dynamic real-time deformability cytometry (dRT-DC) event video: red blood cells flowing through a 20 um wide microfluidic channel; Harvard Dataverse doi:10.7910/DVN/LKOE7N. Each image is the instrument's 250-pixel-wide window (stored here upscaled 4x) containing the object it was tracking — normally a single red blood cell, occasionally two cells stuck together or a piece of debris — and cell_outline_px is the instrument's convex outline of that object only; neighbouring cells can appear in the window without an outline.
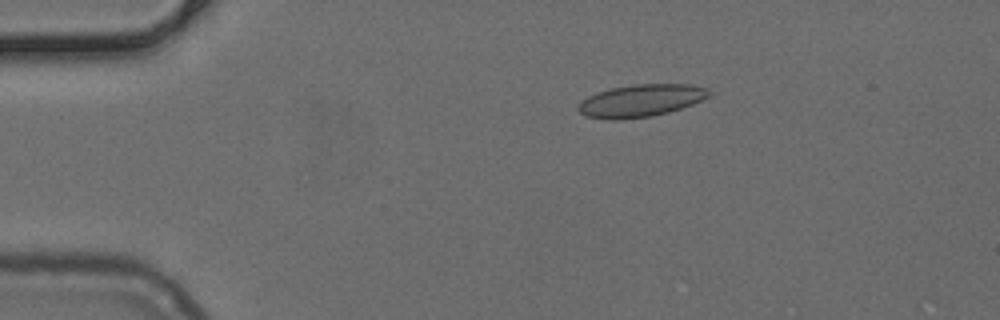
{"species": "common noctule bat (a hibernating species)", "species_latin": "Nyctalus noctula", "temperature_condition": "cold", "stored_images_in_passage": 43, "camera_frame_rate_fps": 3000, "um_per_image_px": 0.085, "animal": {"sex": "female", "body_mass_g": 24.6, "forearm_length_mm": 56.2}, "frame": {"image": 1, "passage_image": 2, "time_ms": 0.333, "image_size_px": [1000, 320], "cell_outline_px": [[712, 92], [708, 96], [692, 104], [668, 112], [652, 116], [616, 120], [612, 120], [584, 116], [576, 108], [588, 96], [596, 92], [612, 88], [632, 84], [688, 84], [708, 88]], "centroid_in_image_um": [54.46, 8.55], "position_along_channel_um": 30.5, "area_um2": 24.57}}
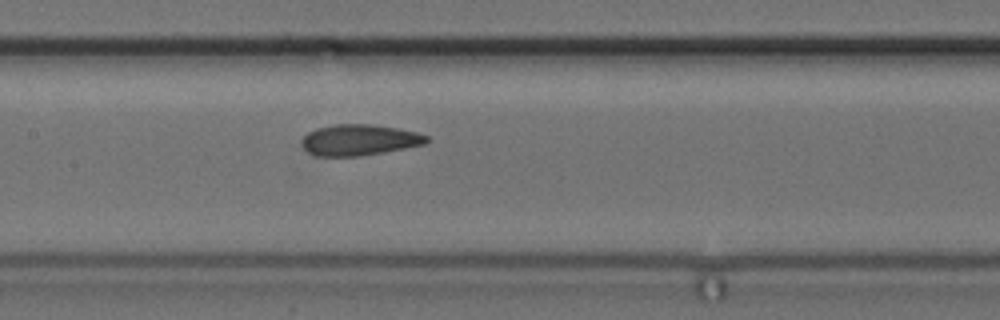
{"frame": {"image": 2, "passage_image": 17, "time_ms": 5.333, "image_size_px": [1000, 320], "cell_outline_px": [[428, 140], [424, 144], [404, 148], [356, 156], [316, 156], [308, 152], [304, 148], [304, 136], [308, 132], [316, 128], [336, 124], [372, 124], [396, 128], [416, 132], [428, 136]], "centroid_in_image_um": [30.53, 11.88], "position_along_channel_um": 176.9, "area_um2": 22.14}}
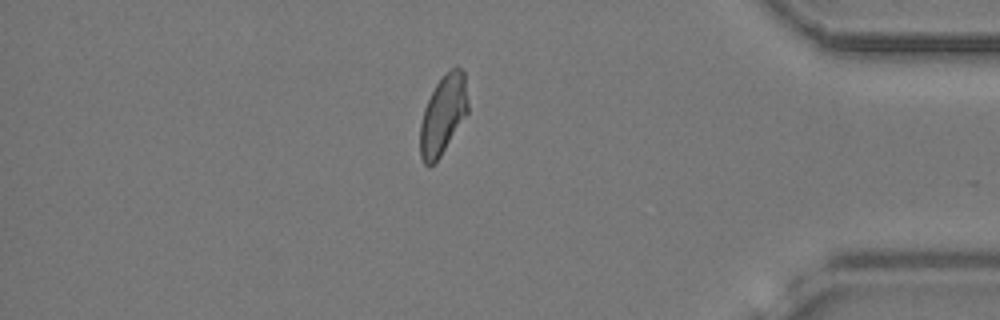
{"frame": {"image": 3, "passage_image": 36, "time_ms": 11.667, "image_size_px": [1000, 320], "cell_outline_px": [[468, 112], [440, 156], [432, 164], [424, 164], [420, 156], [420, 124], [424, 108], [436, 84], [456, 64], [464, 72], [468, 104]], "centroid_in_image_um": [37.66, 9.75], "position_along_channel_um": 397.5, "area_um2": 21.62}}